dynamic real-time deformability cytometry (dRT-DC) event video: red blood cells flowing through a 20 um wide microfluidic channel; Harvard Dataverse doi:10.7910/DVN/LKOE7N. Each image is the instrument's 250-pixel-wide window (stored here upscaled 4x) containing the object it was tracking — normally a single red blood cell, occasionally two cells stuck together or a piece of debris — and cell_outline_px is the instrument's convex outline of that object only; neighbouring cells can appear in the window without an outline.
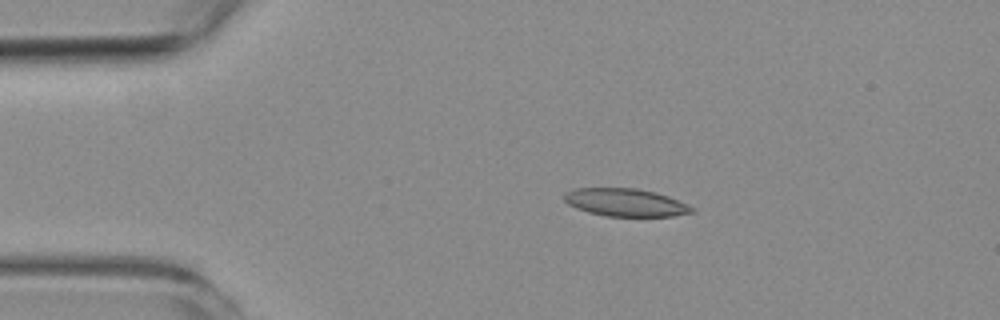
{"species": "common noctule bat (a hibernating species)", "species_latin": "Nyctalus noctula", "temperature_condition": "room temperature", "stored_images_in_passage": 4, "camera_frame_rate_fps": 3000, "um_per_image_px": 0.085, "animal": {"sex": "female", "body_mass_g": 19.3, "forearm_length_mm": 54.1}, "frame": {"image": 1, "passage_image": 2, "time_ms": 1.333, "image_size_px": [1000, 320], "cell_outline_px": [[696, 212], [672, 216], [604, 216], [588, 212], [576, 208], [568, 204], [564, 200], [564, 192], [572, 188], [636, 188], [656, 192], [668, 196], [696, 208]], "centroid_in_image_um": [53.16, 17.2], "position_along_channel_um": 31.8, "area_um2": 20.87}}